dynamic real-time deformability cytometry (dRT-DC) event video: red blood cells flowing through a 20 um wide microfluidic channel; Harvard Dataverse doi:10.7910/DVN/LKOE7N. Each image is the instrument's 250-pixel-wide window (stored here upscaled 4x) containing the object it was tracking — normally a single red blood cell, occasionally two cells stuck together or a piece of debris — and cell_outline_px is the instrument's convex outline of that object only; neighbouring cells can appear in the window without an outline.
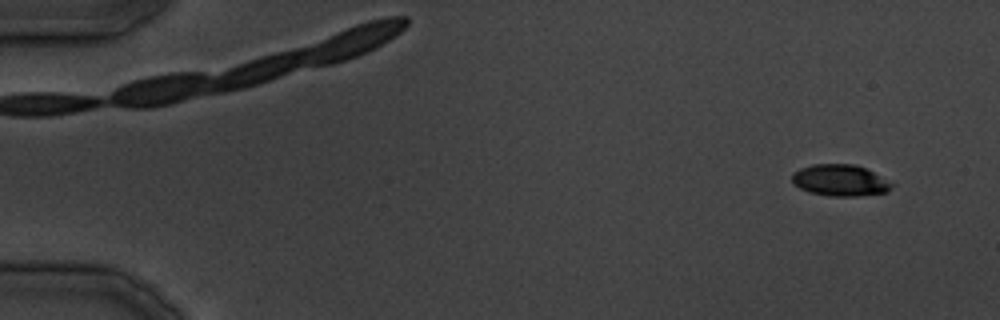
{"species": "common noctule bat (a hibernating species)", "species_latin": "Nyctalus noctula", "temperature_condition": "cold", "stored_images_in_passage": 35, "camera_frame_rate_fps": 3000, "um_per_image_px": 0.085, "animal": {"sex": "male", "body_mass_g": 19.5, "forearm_length_mm": 54.6}, "frame": {"image": 1, "passage_image": 2, "time_ms": 1.333, "image_size_px": [1000, 320], "cell_outline_px": [[896, 184], [888, 192], [856, 196], [832, 196], [808, 192], [792, 184], [792, 172], [800, 168], [812, 164], [856, 164]], "centroid_in_image_um": [71.4, 15.33], "position_along_channel_um": 13.6, "area_um2": 18.44}}
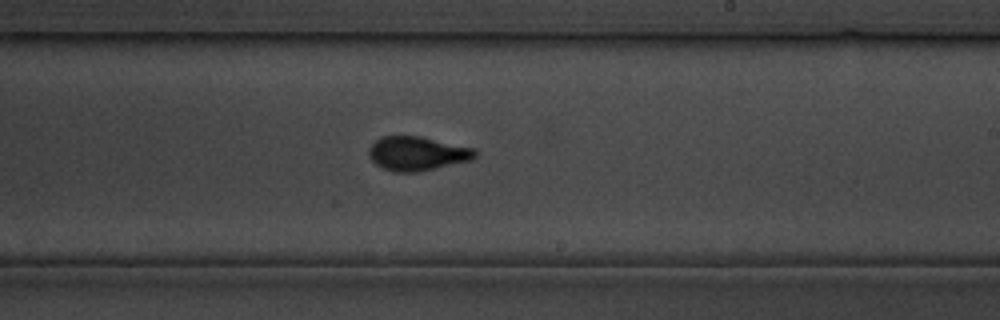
{"frame": {"image": 2, "passage_image": 22, "time_ms": 26.0, "image_size_px": [1000, 320], "cell_outline_px": [[476, 156], [472, 160], [416, 172], [392, 172], [376, 164], [368, 156], [368, 148], [380, 136], [420, 136], [476, 148]], "centroid_in_image_um": [35.46, 13.04], "position_along_channel_um": 253.5, "area_um2": 21.15}}
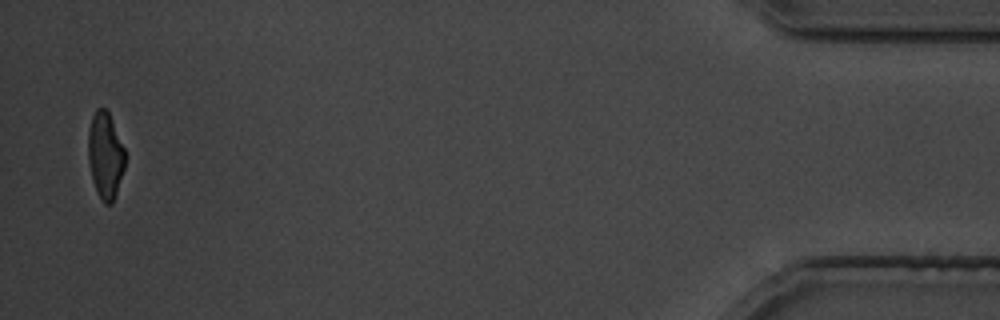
{"frame": {"image": 3, "passage_image": 35, "time_ms": 42.667, "image_size_px": [1000, 320], "cell_outline_px": [[124, 168], [112, 204], [104, 204], [92, 180], [88, 160], [88, 128], [92, 116], [96, 108], [104, 108], [108, 112], [124, 148]], "centroid_in_image_um": [8.92, 13.19], "position_along_channel_um": 426.3, "area_um2": 18.26}}